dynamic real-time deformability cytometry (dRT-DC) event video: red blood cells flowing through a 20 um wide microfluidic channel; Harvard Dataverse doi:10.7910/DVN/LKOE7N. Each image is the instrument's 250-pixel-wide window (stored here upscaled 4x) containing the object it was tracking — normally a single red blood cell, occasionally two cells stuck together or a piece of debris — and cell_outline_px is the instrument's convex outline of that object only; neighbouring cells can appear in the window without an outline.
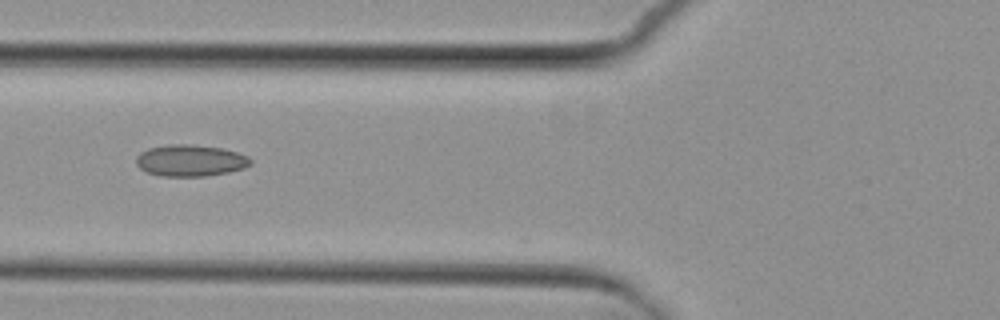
{"species": "common noctule bat (a hibernating species)", "species_latin": "Nyctalus noctula", "temperature_condition": "cold", "stored_images_in_passage": 7, "camera_frame_rate_fps": 3000, "um_per_image_px": 0.085, "animal": {"sex": "female", "body_mass_g": 29.2, "forearm_length_mm": 56.3}, "frame": {"image": 1, "passage_image": 6, "time_ms": 6.0, "image_size_px": [1000, 320], "cell_outline_px": [[252, 164], [244, 168], [228, 172], [204, 176], [160, 176], [148, 172], [140, 168], [136, 164], [136, 156], [140, 152], [148, 148], [168, 144], [188, 144], [220, 148], [236, 152], [248, 156], [252, 160]], "centroid_in_image_um": [16.17, 13.64], "position_along_channel_um": 109.6, "area_um2": 21.04}}